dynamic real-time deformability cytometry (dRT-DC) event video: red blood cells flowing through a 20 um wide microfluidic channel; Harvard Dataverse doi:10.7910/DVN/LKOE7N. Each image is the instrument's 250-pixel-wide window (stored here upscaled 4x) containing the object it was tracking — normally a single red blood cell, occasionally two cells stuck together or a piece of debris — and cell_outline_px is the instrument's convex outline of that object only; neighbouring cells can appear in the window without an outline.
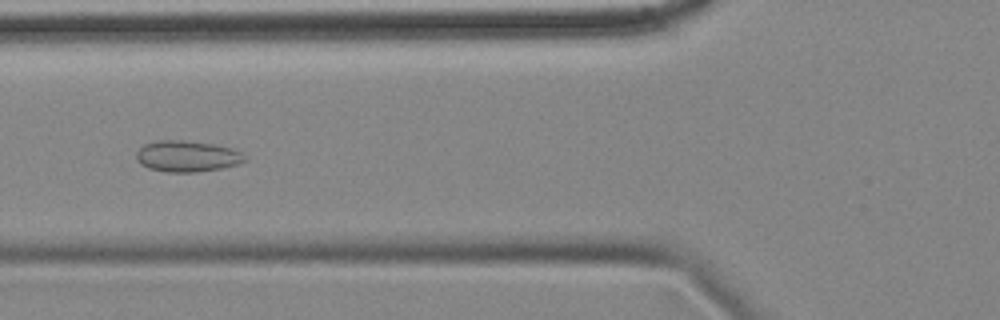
{"species": "common noctule bat (a hibernating species)", "species_latin": "Nyctalus noctula", "temperature_condition": "cold", "stored_images_in_passage": 47, "camera_frame_rate_fps": 3000, "um_per_image_px": 0.085, "animal": {"sex": "female", "body_mass_g": 18.4}, "frame": {"image": 1, "passage_image": 11, "time_ms": 3.333, "image_size_px": [1000, 320], "cell_outline_px": [[248, 160], [240, 164], [220, 168], [196, 172], [168, 172], [148, 168], [140, 164], [136, 160], [136, 152], [144, 144], [160, 140], [184, 140], [212, 144], [232, 148], [240, 152]], "centroid_in_image_um": [15.89, 13.28], "position_along_channel_um": 109.9, "area_um2": 19.71}}
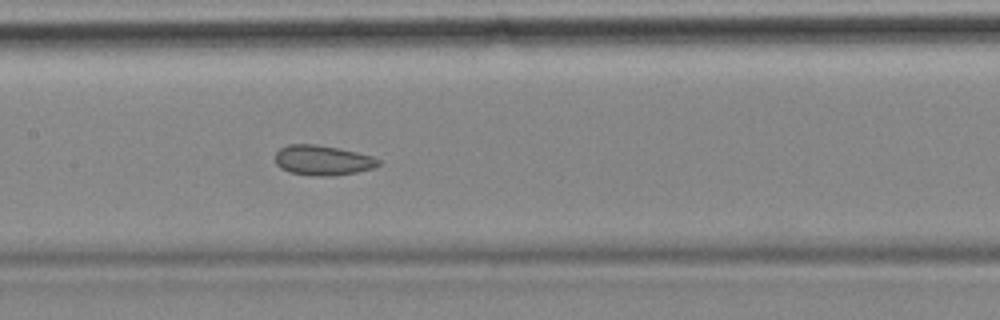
{"frame": {"image": 2, "passage_image": 17, "time_ms": 5.333, "image_size_px": [1000, 320], "cell_outline_px": [[380, 164], [372, 168], [356, 172], [336, 176], [312, 176], [288, 172], [280, 168], [276, 164], [276, 152], [280, 148], [288, 144], [316, 144], [356, 152], [372, 156], [380, 160]], "centroid_in_image_um": [27.4, 13.63], "position_along_channel_um": 180.0, "area_um2": 18.09}}
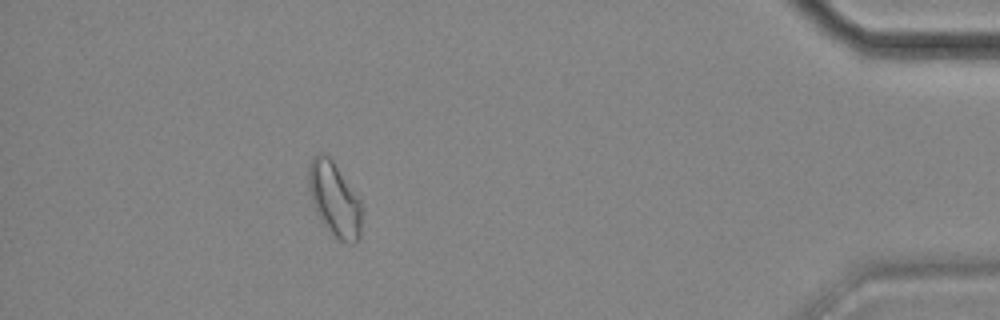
{"frame": {"image": 3, "passage_image": 41, "time_ms": 13.333, "image_size_px": [1000, 320], "cell_outline_px": [[360, 236], [356, 244], [348, 244], [332, 236], [316, 212], [312, 204], [308, 188], [308, 168], [312, 156], [320, 152], [328, 156], [332, 160], [360, 200]], "centroid_in_image_um": [28.39, 16.95], "position_along_channel_um": 406.8, "area_um2": 22.89}, "authors_computed_cell_mechanics": {"area_um2": 19.074, "velocity_mm_per_s": 3.4976, "shape_relaxation_time_tau1_ms": null, "shape_relaxation_time_tau2_ms": 2.5287, "deformation_change_tau1": null, "deformation_change_tau2": 0.0801}}